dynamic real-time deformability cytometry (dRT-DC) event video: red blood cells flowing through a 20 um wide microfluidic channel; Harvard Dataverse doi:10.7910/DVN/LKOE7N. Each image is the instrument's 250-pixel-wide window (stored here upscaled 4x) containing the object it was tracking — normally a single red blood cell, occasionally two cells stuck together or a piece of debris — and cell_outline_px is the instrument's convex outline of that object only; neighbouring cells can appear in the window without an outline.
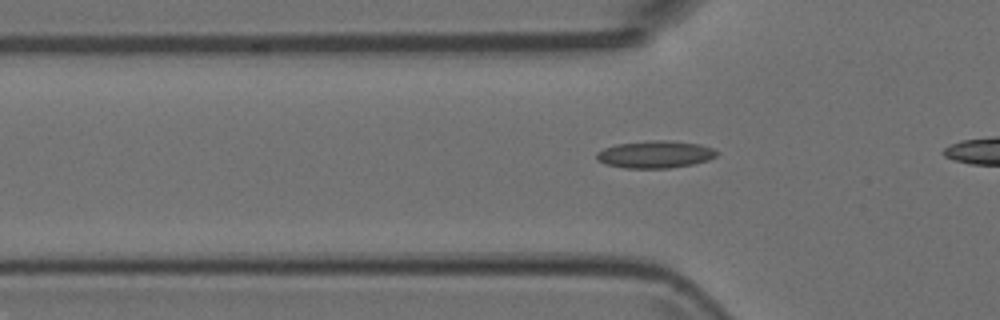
{"species": "Egyptian fruit bat (a non-hibernating species)", "species_latin": "Rousettus aegyptiacus", "temperature_condition": "room temperature", "stored_images_in_passage": 9, "camera_frame_rate_fps": 3000, "um_per_image_px": 0.085, "animal": {"sex": "female"}, "frame": {"image": 1, "passage_image": 7, "time_ms": 2.0, "image_size_px": [1000, 320], "cell_outline_px": [[720, 152], [716, 156], [708, 160], [692, 164], [668, 168], [624, 168], [604, 164], [596, 160], [596, 152], [604, 148], [616, 144], [652, 140], [664, 140], [700, 144], [712, 148]], "centroid_in_image_um": [55.66, 13.12], "position_along_channel_um": 70.1, "area_um2": 19.19}}